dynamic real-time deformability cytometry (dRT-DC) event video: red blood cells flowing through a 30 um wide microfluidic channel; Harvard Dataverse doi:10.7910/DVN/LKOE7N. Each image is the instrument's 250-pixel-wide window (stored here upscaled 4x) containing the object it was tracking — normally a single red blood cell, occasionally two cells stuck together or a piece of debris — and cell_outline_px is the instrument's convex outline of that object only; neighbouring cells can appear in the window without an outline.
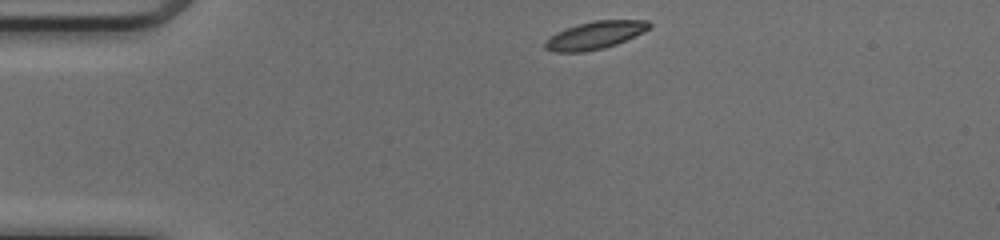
{"species": "common noctule bat (a hibernating species)", "species_latin": "Nyctalus noctula", "temperature_condition": "cold", "stored_images_in_passage": 41, "camera_frame_rate_fps": 3000, "um_per_image_px": 0.085, "animal": {"sex": "female", "body_mass_g": 17.0, "forearm_length_mm": 48.0}, "frame": {"image": 1, "passage_image": 1, "time_ms": 0.0, "image_size_px": [1000, 240], "cell_outline_px": [[652, 28], [644, 32], [616, 44], [604, 48], [584, 52], [556, 52], [544, 48], [544, 44], [556, 32], [580, 24], [596, 20], [648, 20], [652, 24]], "centroid_in_image_um": [50.64, 2.99], "position_along_channel_um": 34.4, "area_um2": 16.65}}
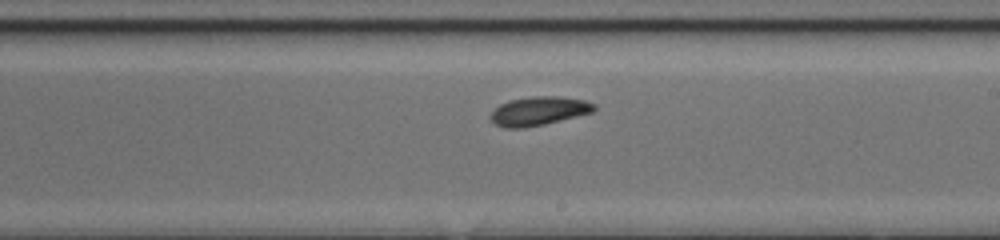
{"frame": {"image": 2, "passage_image": 20, "time_ms": 6.333, "image_size_px": [1000, 240], "cell_outline_px": [[596, 108], [592, 112], [544, 124], [524, 128], [504, 128], [496, 124], [488, 116], [500, 104], [508, 100], [532, 96], [556, 96], [584, 100], [596, 104]], "centroid_in_image_um": [45.77, 9.43], "position_along_channel_um": 243.2, "area_um2": 17.28}}
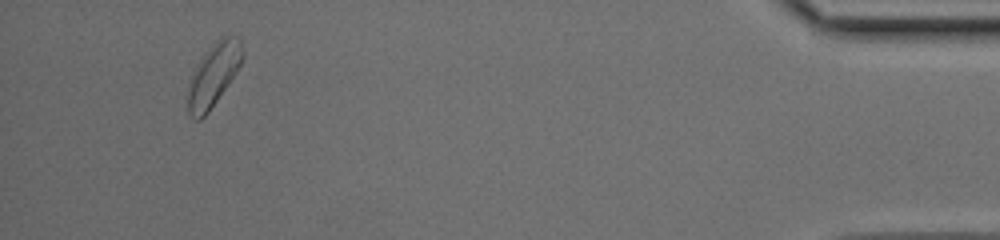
{"frame": {"image": 3, "passage_image": 38, "time_ms": 12.333, "image_size_px": [1000, 240], "cell_outline_px": [[244, 60], [228, 84], [208, 112], [200, 120], [196, 120], [188, 112], [188, 84], [196, 64], [204, 52], [220, 36], [240, 36], [244, 52]], "centroid_in_image_um": [18.17, 6.3], "position_along_channel_um": 417.0, "area_um2": 20.17}, "authors_computed_cell_mechanics": {"area_um2": 17.3978, "velocity_mm_per_s": 4.0735, "shape_relaxation_time_tau1_ms": 2.1532, "shape_relaxation_time_tau2_ms": null, "deformation_change_tau1": 0.0995, "deformation_change_tau2": null}}